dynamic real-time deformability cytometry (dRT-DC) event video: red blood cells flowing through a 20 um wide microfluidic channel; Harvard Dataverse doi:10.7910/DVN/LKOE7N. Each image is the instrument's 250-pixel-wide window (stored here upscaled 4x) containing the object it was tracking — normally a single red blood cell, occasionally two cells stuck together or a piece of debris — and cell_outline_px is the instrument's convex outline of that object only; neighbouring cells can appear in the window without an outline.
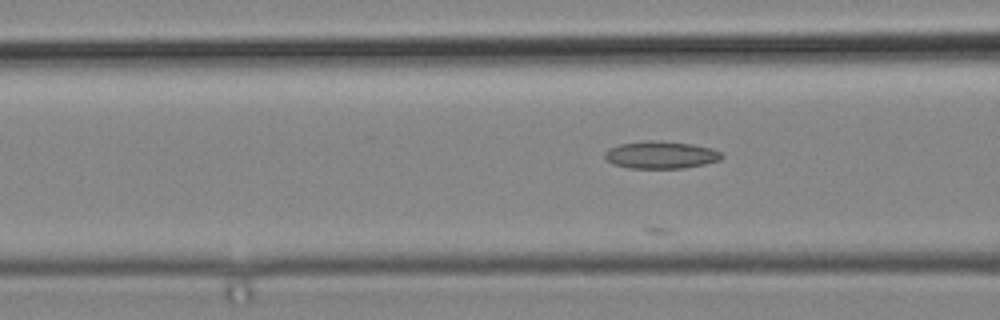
{"species": "common noctule bat (a hibernating species)", "species_latin": "Nyctalus noctula", "temperature_condition": "cold", "stored_images_in_passage": 9, "camera_frame_rate_fps": 3000, "um_per_image_px": 0.085, "animal": {"sex": "male", "body_mass_g": 19.2, "forearm_length_mm": 51.8}, "frame": {"image": 1, "passage_image": 6, "time_ms": 1.667, "image_size_px": [1000, 320], "cell_outline_px": [[724, 156], [720, 160], [704, 164], [684, 168], [628, 168], [612, 164], [604, 156], [604, 152], [608, 148], [620, 144], [648, 140], [652, 140], [692, 144], [712, 148], [720, 152]], "centroid_in_image_um": [56.16, 13.17], "position_along_channel_um": 110.4, "area_um2": 18.67}}